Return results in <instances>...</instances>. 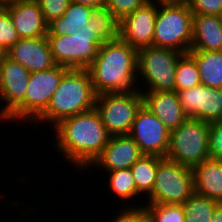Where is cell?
Masks as SVG:
<instances>
[{"instance_id":"cell-1","label":"cell","mask_w":222,"mask_h":222,"mask_svg":"<svg viewBox=\"0 0 222 222\" xmlns=\"http://www.w3.org/2000/svg\"><path fill=\"white\" fill-rule=\"evenodd\" d=\"M52 130L53 149L80 171L93 163L111 137L95 108L62 120Z\"/></svg>"},{"instance_id":"cell-2","label":"cell","mask_w":222,"mask_h":222,"mask_svg":"<svg viewBox=\"0 0 222 222\" xmlns=\"http://www.w3.org/2000/svg\"><path fill=\"white\" fill-rule=\"evenodd\" d=\"M138 50L120 37L103 43L87 68L96 95L138 90Z\"/></svg>"},{"instance_id":"cell-3","label":"cell","mask_w":222,"mask_h":222,"mask_svg":"<svg viewBox=\"0 0 222 222\" xmlns=\"http://www.w3.org/2000/svg\"><path fill=\"white\" fill-rule=\"evenodd\" d=\"M96 97L89 71L69 69L53 93L47 109L31 126L35 123L51 124V130L62 120L95 108Z\"/></svg>"},{"instance_id":"cell-4","label":"cell","mask_w":222,"mask_h":222,"mask_svg":"<svg viewBox=\"0 0 222 222\" xmlns=\"http://www.w3.org/2000/svg\"><path fill=\"white\" fill-rule=\"evenodd\" d=\"M192 27L193 13L187 2L158 0L152 46L188 53Z\"/></svg>"},{"instance_id":"cell-5","label":"cell","mask_w":222,"mask_h":222,"mask_svg":"<svg viewBox=\"0 0 222 222\" xmlns=\"http://www.w3.org/2000/svg\"><path fill=\"white\" fill-rule=\"evenodd\" d=\"M69 69L70 68L62 65H55L45 71L30 73L28 88L25 92L24 99L0 124L3 122L12 123V121H14L15 124L17 122L21 124L22 121V124H32L47 109L53 93Z\"/></svg>"},{"instance_id":"cell-6","label":"cell","mask_w":222,"mask_h":222,"mask_svg":"<svg viewBox=\"0 0 222 222\" xmlns=\"http://www.w3.org/2000/svg\"><path fill=\"white\" fill-rule=\"evenodd\" d=\"M182 54L173 49L153 46L138 49V90L175 91L176 65Z\"/></svg>"},{"instance_id":"cell-7","label":"cell","mask_w":222,"mask_h":222,"mask_svg":"<svg viewBox=\"0 0 222 222\" xmlns=\"http://www.w3.org/2000/svg\"><path fill=\"white\" fill-rule=\"evenodd\" d=\"M209 130V122L187 118L179 128L170 132L166 158L190 168L209 159Z\"/></svg>"},{"instance_id":"cell-8","label":"cell","mask_w":222,"mask_h":222,"mask_svg":"<svg viewBox=\"0 0 222 222\" xmlns=\"http://www.w3.org/2000/svg\"><path fill=\"white\" fill-rule=\"evenodd\" d=\"M194 193L192 168L159 157L154 187L144 204H183Z\"/></svg>"},{"instance_id":"cell-9","label":"cell","mask_w":222,"mask_h":222,"mask_svg":"<svg viewBox=\"0 0 222 222\" xmlns=\"http://www.w3.org/2000/svg\"><path fill=\"white\" fill-rule=\"evenodd\" d=\"M93 30L82 28L72 35H46L56 64L70 69H87L103 44Z\"/></svg>"},{"instance_id":"cell-10","label":"cell","mask_w":222,"mask_h":222,"mask_svg":"<svg viewBox=\"0 0 222 222\" xmlns=\"http://www.w3.org/2000/svg\"><path fill=\"white\" fill-rule=\"evenodd\" d=\"M143 105L139 90L123 93L97 95L95 109L100 114L107 132L113 135H128L137 111Z\"/></svg>"},{"instance_id":"cell-11","label":"cell","mask_w":222,"mask_h":222,"mask_svg":"<svg viewBox=\"0 0 222 222\" xmlns=\"http://www.w3.org/2000/svg\"><path fill=\"white\" fill-rule=\"evenodd\" d=\"M144 155L166 157L170 145V132L144 105L137 111L128 133Z\"/></svg>"},{"instance_id":"cell-12","label":"cell","mask_w":222,"mask_h":222,"mask_svg":"<svg viewBox=\"0 0 222 222\" xmlns=\"http://www.w3.org/2000/svg\"><path fill=\"white\" fill-rule=\"evenodd\" d=\"M30 72L5 54L0 57V121L25 97Z\"/></svg>"},{"instance_id":"cell-13","label":"cell","mask_w":222,"mask_h":222,"mask_svg":"<svg viewBox=\"0 0 222 222\" xmlns=\"http://www.w3.org/2000/svg\"><path fill=\"white\" fill-rule=\"evenodd\" d=\"M177 94L188 118L209 123L221 118L222 89L200 84L187 90H180Z\"/></svg>"},{"instance_id":"cell-14","label":"cell","mask_w":222,"mask_h":222,"mask_svg":"<svg viewBox=\"0 0 222 222\" xmlns=\"http://www.w3.org/2000/svg\"><path fill=\"white\" fill-rule=\"evenodd\" d=\"M158 0H150L119 23V37L137 50L152 46Z\"/></svg>"},{"instance_id":"cell-15","label":"cell","mask_w":222,"mask_h":222,"mask_svg":"<svg viewBox=\"0 0 222 222\" xmlns=\"http://www.w3.org/2000/svg\"><path fill=\"white\" fill-rule=\"evenodd\" d=\"M144 154L138 144L129 135H113L101 154L93 161L87 170L95 168L101 173L119 169H130Z\"/></svg>"},{"instance_id":"cell-16","label":"cell","mask_w":222,"mask_h":222,"mask_svg":"<svg viewBox=\"0 0 222 222\" xmlns=\"http://www.w3.org/2000/svg\"><path fill=\"white\" fill-rule=\"evenodd\" d=\"M4 54L20 63L30 73L45 71L57 65L50 51L47 36L20 38Z\"/></svg>"},{"instance_id":"cell-17","label":"cell","mask_w":222,"mask_h":222,"mask_svg":"<svg viewBox=\"0 0 222 222\" xmlns=\"http://www.w3.org/2000/svg\"><path fill=\"white\" fill-rule=\"evenodd\" d=\"M143 105L153 113L169 132L179 128L188 118L176 91L141 92Z\"/></svg>"},{"instance_id":"cell-18","label":"cell","mask_w":222,"mask_h":222,"mask_svg":"<svg viewBox=\"0 0 222 222\" xmlns=\"http://www.w3.org/2000/svg\"><path fill=\"white\" fill-rule=\"evenodd\" d=\"M10 14L20 38H38L47 35L40 5L35 1H24L4 7Z\"/></svg>"},{"instance_id":"cell-19","label":"cell","mask_w":222,"mask_h":222,"mask_svg":"<svg viewBox=\"0 0 222 222\" xmlns=\"http://www.w3.org/2000/svg\"><path fill=\"white\" fill-rule=\"evenodd\" d=\"M190 51H222V23L219 16L193 14Z\"/></svg>"},{"instance_id":"cell-20","label":"cell","mask_w":222,"mask_h":222,"mask_svg":"<svg viewBox=\"0 0 222 222\" xmlns=\"http://www.w3.org/2000/svg\"><path fill=\"white\" fill-rule=\"evenodd\" d=\"M192 171L194 192L222 203V160L209 158Z\"/></svg>"},{"instance_id":"cell-21","label":"cell","mask_w":222,"mask_h":222,"mask_svg":"<svg viewBox=\"0 0 222 222\" xmlns=\"http://www.w3.org/2000/svg\"><path fill=\"white\" fill-rule=\"evenodd\" d=\"M93 8L70 1L62 16L47 24V35H72L82 28H93L89 18Z\"/></svg>"},{"instance_id":"cell-22","label":"cell","mask_w":222,"mask_h":222,"mask_svg":"<svg viewBox=\"0 0 222 222\" xmlns=\"http://www.w3.org/2000/svg\"><path fill=\"white\" fill-rule=\"evenodd\" d=\"M106 174L105 176L103 175V177L105 178H107V176L109 177L105 179L107 181L105 182V186L107 184L106 188L108 189V191H110L109 193H114V194H111V196L112 195L115 196V198L113 197V199L115 200L117 198V201H118V198H120L119 202L123 200L124 202L126 201V203H129V204L122 203V205L124 204V207L121 206L122 208H142L143 207L144 204L141 201L144 200L145 202V199H141L143 197L137 192L136 183L130 169L114 170V171L106 172ZM137 199H140V201ZM132 200L134 201V203L135 201H138V202H136L135 204L133 203L131 205L130 202L128 201H132Z\"/></svg>"},{"instance_id":"cell-23","label":"cell","mask_w":222,"mask_h":222,"mask_svg":"<svg viewBox=\"0 0 222 222\" xmlns=\"http://www.w3.org/2000/svg\"><path fill=\"white\" fill-rule=\"evenodd\" d=\"M196 61L201 84L222 89V51H189Z\"/></svg>"},{"instance_id":"cell-24","label":"cell","mask_w":222,"mask_h":222,"mask_svg":"<svg viewBox=\"0 0 222 222\" xmlns=\"http://www.w3.org/2000/svg\"><path fill=\"white\" fill-rule=\"evenodd\" d=\"M159 157L143 155L130 168L137 192L146 199L152 192L158 169Z\"/></svg>"},{"instance_id":"cell-25","label":"cell","mask_w":222,"mask_h":222,"mask_svg":"<svg viewBox=\"0 0 222 222\" xmlns=\"http://www.w3.org/2000/svg\"><path fill=\"white\" fill-rule=\"evenodd\" d=\"M89 22L92 23L95 35L102 43L119 38L120 21L108 8L93 9Z\"/></svg>"},{"instance_id":"cell-26","label":"cell","mask_w":222,"mask_h":222,"mask_svg":"<svg viewBox=\"0 0 222 222\" xmlns=\"http://www.w3.org/2000/svg\"><path fill=\"white\" fill-rule=\"evenodd\" d=\"M219 202L194 193L183 204L185 222H210Z\"/></svg>"},{"instance_id":"cell-27","label":"cell","mask_w":222,"mask_h":222,"mask_svg":"<svg viewBox=\"0 0 222 222\" xmlns=\"http://www.w3.org/2000/svg\"><path fill=\"white\" fill-rule=\"evenodd\" d=\"M200 84V74L195 59L189 53H183L176 65L175 91L187 90Z\"/></svg>"},{"instance_id":"cell-28","label":"cell","mask_w":222,"mask_h":222,"mask_svg":"<svg viewBox=\"0 0 222 222\" xmlns=\"http://www.w3.org/2000/svg\"><path fill=\"white\" fill-rule=\"evenodd\" d=\"M151 222H185L182 204H144Z\"/></svg>"},{"instance_id":"cell-29","label":"cell","mask_w":222,"mask_h":222,"mask_svg":"<svg viewBox=\"0 0 222 222\" xmlns=\"http://www.w3.org/2000/svg\"><path fill=\"white\" fill-rule=\"evenodd\" d=\"M20 39L9 12L0 7V51L4 54Z\"/></svg>"},{"instance_id":"cell-30","label":"cell","mask_w":222,"mask_h":222,"mask_svg":"<svg viewBox=\"0 0 222 222\" xmlns=\"http://www.w3.org/2000/svg\"><path fill=\"white\" fill-rule=\"evenodd\" d=\"M150 0H107L106 8L121 21L125 16L133 13L137 8L145 5Z\"/></svg>"},{"instance_id":"cell-31","label":"cell","mask_w":222,"mask_h":222,"mask_svg":"<svg viewBox=\"0 0 222 222\" xmlns=\"http://www.w3.org/2000/svg\"><path fill=\"white\" fill-rule=\"evenodd\" d=\"M41 7L42 15L48 24L66 11L71 0H35Z\"/></svg>"},{"instance_id":"cell-32","label":"cell","mask_w":222,"mask_h":222,"mask_svg":"<svg viewBox=\"0 0 222 222\" xmlns=\"http://www.w3.org/2000/svg\"><path fill=\"white\" fill-rule=\"evenodd\" d=\"M208 144L210 159L222 160V123L219 121L210 122Z\"/></svg>"},{"instance_id":"cell-33","label":"cell","mask_w":222,"mask_h":222,"mask_svg":"<svg viewBox=\"0 0 222 222\" xmlns=\"http://www.w3.org/2000/svg\"><path fill=\"white\" fill-rule=\"evenodd\" d=\"M118 213V214H117ZM110 222H151L146 210L142 208H121ZM114 218V219H113Z\"/></svg>"},{"instance_id":"cell-34","label":"cell","mask_w":222,"mask_h":222,"mask_svg":"<svg viewBox=\"0 0 222 222\" xmlns=\"http://www.w3.org/2000/svg\"><path fill=\"white\" fill-rule=\"evenodd\" d=\"M193 14L217 15L222 11V0H188Z\"/></svg>"},{"instance_id":"cell-35","label":"cell","mask_w":222,"mask_h":222,"mask_svg":"<svg viewBox=\"0 0 222 222\" xmlns=\"http://www.w3.org/2000/svg\"><path fill=\"white\" fill-rule=\"evenodd\" d=\"M71 1L78 3L80 5H85L93 9H97L105 7L107 0H71Z\"/></svg>"},{"instance_id":"cell-36","label":"cell","mask_w":222,"mask_h":222,"mask_svg":"<svg viewBox=\"0 0 222 222\" xmlns=\"http://www.w3.org/2000/svg\"><path fill=\"white\" fill-rule=\"evenodd\" d=\"M210 222H222V203H219L214 210V214L210 219Z\"/></svg>"},{"instance_id":"cell-37","label":"cell","mask_w":222,"mask_h":222,"mask_svg":"<svg viewBox=\"0 0 222 222\" xmlns=\"http://www.w3.org/2000/svg\"><path fill=\"white\" fill-rule=\"evenodd\" d=\"M24 1H33V0H0V7H6L8 5L20 3Z\"/></svg>"},{"instance_id":"cell-38","label":"cell","mask_w":222,"mask_h":222,"mask_svg":"<svg viewBox=\"0 0 222 222\" xmlns=\"http://www.w3.org/2000/svg\"><path fill=\"white\" fill-rule=\"evenodd\" d=\"M165 1L187 2L188 0H165Z\"/></svg>"},{"instance_id":"cell-39","label":"cell","mask_w":222,"mask_h":222,"mask_svg":"<svg viewBox=\"0 0 222 222\" xmlns=\"http://www.w3.org/2000/svg\"><path fill=\"white\" fill-rule=\"evenodd\" d=\"M219 17H220V20H221V23H222V11H221Z\"/></svg>"},{"instance_id":"cell-40","label":"cell","mask_w":222,"mask_h":222,"mask_svg":"<svg viewBox=\"0 0 222 222\" xmlns=\"http://www.w3.org/2000/svg\"><path fill=\"white\" fill-rule=\"evenodd\" d=\"M220 123H222V116H221V118L218 120Z\"/></svg>"}]
</instances>
